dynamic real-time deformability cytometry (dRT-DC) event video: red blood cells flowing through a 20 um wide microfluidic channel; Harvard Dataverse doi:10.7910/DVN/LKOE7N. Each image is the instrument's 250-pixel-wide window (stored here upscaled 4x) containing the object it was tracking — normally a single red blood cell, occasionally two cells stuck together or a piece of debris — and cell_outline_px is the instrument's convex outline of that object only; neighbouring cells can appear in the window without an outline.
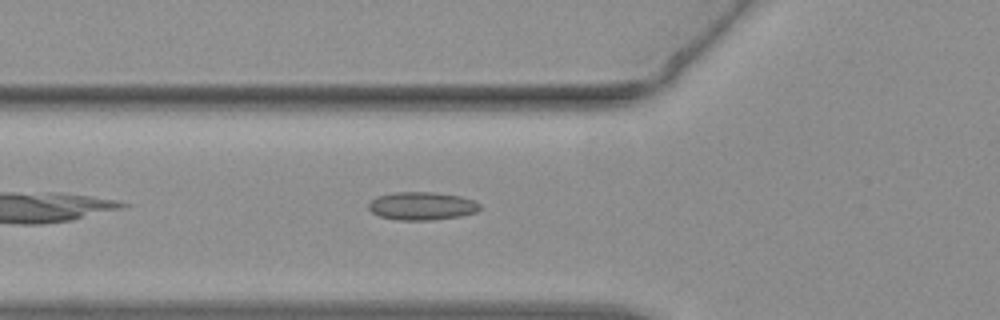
{"species": "common noctule bat (a hibernating species)", "species_latin": "Nyctalus noctula", "temperature_condition": "warm", "stored_images_in_passage": 33, "camera_frame_rate_fps": 3000, "um_per_image_px": 0.085, "animal": {"sex": "female", "body_mass_g": 19.3, "forearm_length_mm": 54.1}, "frame": {"image": 1, "passage_image": 2, "time_ms": 0.333, "image_size_px": [1000, 320], "cell_outline_px": [[480, 208], [476, 212], [460, 216], [432, 220], [396, 220], [380, 216], [372, 212], [368, 208], [368, 204], [376, 196], [396, 192], [436, 192], [460, 196], [472, 200], [480, 204]], "centroid_in_image_um": [35.84, 17.5], "position_along_channel_um": 90.0, "area_um2": 18.21}}
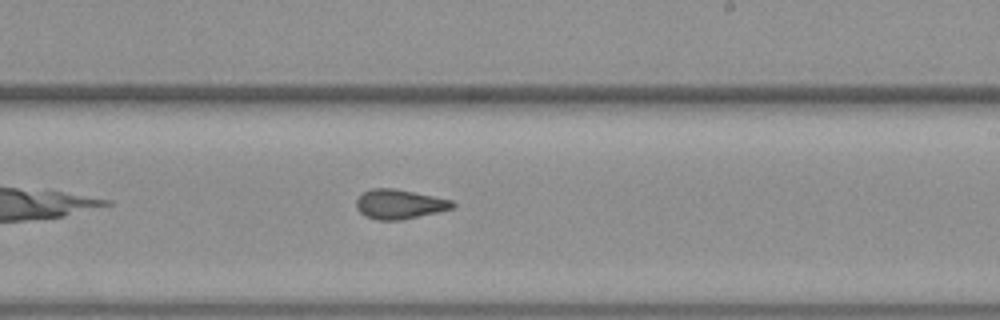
{"frame": {"image": 2, "passage_image": 15, "time_ms": 4.667, "image_size_px": [1000, 320], "cell_outline_px": [[456, 204], [452, 208], [436, 212], [400, 220], [376, 220], [364, 216], [356, 208], [356, 200], [364, 192], [372, 188], [396, 188], [452, 200]], "centroid_in_image_um": [33.92, 17.35], "position_along_channel_um": 255.1, "area_um2": 16.47}}
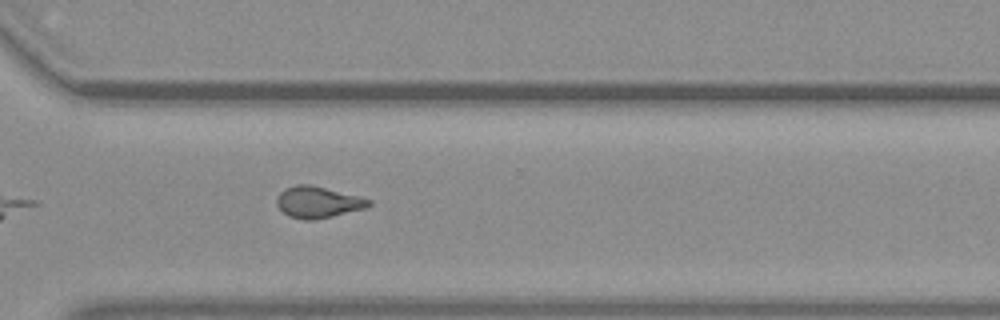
{"frame": {"image": 3, "passage_image": 22, "time_ms": 7.0, "image_size_px": [1000, 320], "cell_outline_px": [[372, 204], [364, 208], [316, 220], [304, 220], [288, 216], [276, 204], [276, 200], [280, 192], [284, 188], [296, 184], [312, 184], [372, 200]], "centroid_in_image_um": [26.99, 17.17], "position_along_channel_um": 343.6, "area_um2": 16.82}}